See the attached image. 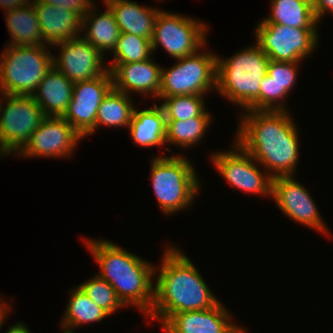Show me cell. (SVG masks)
<instances>
[{"mask_svg": "<svg viewBox=\"0 0 333 333\" xmlns=\"http://www.w3.org/2000/svg\"><path fill=\"white\" fill-rule=\"evenodd\" d=\"M241 115L234 141L272 178L296 175L300 132L291 113L246 110Z\"/></svg>", "mask_w": 333, "mask_h": 333, "instance_id": "6da1fadb", "label": "cell"}, {"mask_svg": "<svg viewBox=\"0 0 333 333\" xmlns=\"http://www.w3.org/2000/svg\"><path fill=\"white\" fill-rule=\"evenodd\" d=\"M154 276V300L147 318L161 325L173 314L210 309L220 302L190 258L175 245L164 249Z\"/></svg>", "mask_w": 333, "mask_h": 333, "instance_id": "7a4b0ae2", "label": "cell"}, {"mask_svg": "<svg viewBox=\"0 0 333 333\" xmlns=\"http://www.w3.org/2000/svg\"><path fill=\"white\" fill-rule=\"evenodd\" d=\"M83 241L100 267L97 275L113 287L125 306H136L146 317L154 300L155 265L109 240Z\"/></svg>", "mask_w": 333, "mask_h": 333, "instance_id": "3957f363", "label": "cell"}, {"mask_svg": "<svg viewBox=\"0 0 333 333\" xmlns=\"http://www.w3.org/2000/svg\"><path fill=\"white\" fill-rule=\"evenodd\" d=\"M269 61L256 42L226 59L217 54L215 91L242 111H260V84Z\"/></svg>", "mask_w": 333, "mask_h": 333, "instance_id": "277c9868", "label": "cell"}, {"mask_svg": "<svg viewBox=\"0 0 333 333\" xmlns=\"http://www.w3.org/2000/svg\"><path fill=\"white\" fill-rule=\"evenodd\" d=\"M173 156L156 155L150 164V179L158 206L165 215L191 207L201 183L192 162L180 154ZM200 190V191H199Z\"/></svg>", "mask_w": 333, "mask_h": 333, "instance_id": "5b68a950", "label": "cell"}, {"mask_svg": "<svg viewBox=\"0 0 333 333\" xmlns=\"http://www.w3.org/2000/svg\"><path fill=\"white\" fill-rule=\"evenodd\" d=\"M5 46L0 53V88L5 94L32 96L52 69L53 54L47 45Z\"/></svg>", "mask_w": 333, "mask_h": 333, "instance_id": "8992f818", "label": "cell"}, {"mask_svg": "<svg viewBox=\"0 0 333 333\" xmlns=\"http://www.w3.org/2000/svg\"><path fill=\"white\" fill-rule=\"evenodd\" d=\"M181 59L172 67L161 69L158 98L182 95H203L216 90L217 54L205 47ZM202 51V52H201Z\"/></svg>", "mask_w": 333, "mask_h": 333, "instance_id": "52a82bcc", "label": "cell"}, {"mask_svg": "<svg viewBox=\"0 0 333 333\" xmlns=\"http://www.w3.org/2000/svg\"><path fill=\"white\" fill-rule=\"evenodd\" d=\"M208 29V24L195 17L161 10L151 39L152 52L162 46L175 60L195 54L207 44Z\"/></svg>", "mask_w": 333, "mask_h": 333, "instance_id": "ba28073f", "label": "cell"}, {"mask_svg": "<svg viewBox=\"0 0 333 333\" xmlns=\"http://www.w3.org/2000/svg\"><path fill=\"white\" fill-rule=\"evenodd\" d=\"M45 117L32 96L5 94L0 106V157L15 156Z\"/></svg>", "mask_w": 333, "mask_h": 333, "instance_id": "9c48e42d", "label": "cell"}, {"mask_svg": "<svg viewBox=\"0 0 333 333\" xmlns=\"http://www.w3.org/2000/svg\"><path fill=\"white\" fill-rule=\"evenodd\" d=\"M256 42L270 60L301 62L317 49L318 29H301L277 23H259Z\"/></svg>", "mask_w": 333, "mask_h": 333, "instance_id": "30bf717a", "label": "cell"}, {"mask_svg": "<svg viewBox=\"0 0 333 333\" xmlns=\"http://www.w3.org/2000/svg\"><path fill=\"white\" fill-rule=\"evenodd\" d=\"M233 142L228 151H216L210 154L214 167L231 187L245 193L270 197L272 177L268 172H263L266 170L250 154L246 153L235 141Z\"/></svg>", "mask_w": 333, "mask_h": 333, "instance_id": "8fae6325", "label": "cell"}, {"mask_svg": "<svg viewBox=\"0 0 333 333\" xmlns=\"http://www.w3.org/2000/svg\"><path fill=\"white\" fill-rule=\"evenodd\" d=\"M113 89L110 71L92 80L74 83L72 99L62 116L84 139L94 134L98 108Z\"/></svg>", "mask_w": 333, "mask_h": 333, "instance_id": "7c38bea8", "label": "cell"}, {"mask_svg": "<svg viewBox=\"0 0 333 333\" xmlns=\"http://www.w3.org/2000/svg\"><path fill=\"white\" fill-rule=\"evenodd\" d=\"M289 219L328 236L331 234L311 194L294 176L272 178L271 197ZM328 234V235H327Z\"/></svg>", "mask_w": 333, "mask_h": 333, "instance_id": "4fadbf2b", "label": "cell"}, {"mask_svg": "<svg viewBox=\"0 0 333 333\" xmlns=\"http://www.w3.org/2000/svg\"><path fill=\"white\" fill-rule=\"evenodd\" d=\"M83 138L63 117L46 116L16 154L21 158L70 157Z\"/></svg>", "mask_w": 333, "mask_h": 333, "instance_id": "5bb4252c", "label": "cell"}, {"mask_svg": "<svg viewBox=\"0 0 333 333\" xmlns=\"http://www.w3.org/2000/svg\"><path fill=\"white\" fill-rule=\"evenodd\" d=\"M54 47L60 53L53 56V67L73 83L92 80L108 71L104 56L82 36L60 42Z\"/></svg>", "mask_w": 333, "mask_h": 333, "instance_id": "9a60e30c", "label": "cell"}, {"mask_svg": "<svg viewBox=\"0 0 333 333\" xmlns=\"http://www.w3.org/2000/svg\"><path fill=\"white\" fill-rule=\"evenodd\" d=\"M223 304L173 314L162 324V329L164 333H247L245 328L232 322L234 316Z\"/></svg>", "mask_w": 333, "mask_h": 333, "instance_id": "2e32d148", "label": "cell"}, {"mask_svg": "<svg viewBox=\"0 0 333 333\" xmlns=\"http://www.w3.org/2000/svg\"><path fill=\"white\" fill-rule=\"evenodd\" d=\"M153 58L133 63L107 64L113 89L130 96L134 92L158 99L162 67Z\"/></svg>", "mask_w": 333, "mask_h": 333, "instance_id": "e0dca14e", "label": "cell"}, {"mask_svg": "<svg viewBox=\"0 0 333 333\" xmlns=\"http://www.w3.org/2000/svg\"><path fill=\"white\" fill-rule=\"evenodd\" d=\"M44 44L51 48L60 42L81 36L82 17L64 7L33 0Z\"/></svg>", "mask_w": 333, "mask_h": 333, "instance_id": "ac0fdd59", "label": "cell"}, {"mask_svg": "<svg viewBox=\"0 0 333 333\" xmlns=\"http://www.w3.org/2000/svg\"><path fill=\"white\" fill-rule=\"evenodd\" d=\"M114 13L121 33L152 39L155 21L162 9L142 6L130 0H103Z\"/></svg>", "mask_w": 333, "mask_h": 333, "instance_id": "d6986e66", "label": "cell"}, {"mask_svg": "<svg viewBox=\"0 0 333 333\" xmlns=\"http://www.w3.org/2000/svg\"><path fill=\"white\" fill-rule=\"evenodd\" d=\"M74 83L52 67L32 95L45 116L62 117L72 99Z\"/></svg>", "mask_w": 333, "mask_h": 333, "instance_id": "ffe728a7", "label": "cell"}, {"mask_svg": "<svg viewBox=\"0 0 333 333\" xmlns=\"http://www.w3.org/2000/svg\"><path fill=\"white\" fill-rule=\"evenodd\" d=\"M101 14L94 5L82 19L83 38L90 42L103 56L114 51L121 31L114 13L107 6ZM97 12V13H96Z\"/></svg>", "mask_w": 333, "mask_h": 333, "instance_id": "44dd1931", "label": "cell"}, {"mask_svg": "<svg viewBox=\"0 0 333 333\" xmlns=\"http://www.w3.org/2000/svg\"><path fill=\"white\" fill-rule=\"evenodd\" d=\"M151 108L138 110L134 115L128 132L133 142L142 147H162L166 144V118L163 109L156 103Z\"/></svg>", "mask_w": 333, "mask_h": 333, "instance_id": "7402d4cb", "label": "cell"}, {"mask_svg": "<svg viewBox=\"0 0 333 333\" xmlns=\"http://www.w3.org/2000/svg\"><path fill=\"white\" fill-rule=\"evenodd\" d=\"M270 12L261 23H277L301 29H318L311 0H271Z\"/></svg>", "mask_w": 333, "mask_h": 333, "instance_id": "603a6c76", "label": "cell"}, {"mask_svg": "<svg viewBox=\"0 0 333 333\" xmlns=\"http://www.w3.org/2000/svg\"><path fill=\"white\" fill-rule=\"evenodd\" d=\"M4 13L6 26L12 39L9 44L6 45H45L33 3Z\"/></svg>", "mask_w": 333, "mask_h": 333, "instance_id": "cb8c5ba5", "label": "cell"}, {"mask_svg": "<svg viewBox=\"0 0 333 333\" xmlns=\"http://www.w3.org/2000/svg\"><path fill=\"white\" fill-rule=\"evenodd\" d=\"M70 297L66 309L61 319L60 327L62 333H75L74 329L89 323H99L110 315L101 307L96 305L83 291L77 286L69 290Z\"/></svg>", "mask_w": 333, "mask_h": 333, "instance_id": "d4e9b609", "label": "cell"}, {"mask_svg": "<svg viewBox=\"0 0 333 333\" xmlns=\"http://www.w3.org/2000/svg\"><path fill=\"white\" fill-rule=\"evenodd\" d=\"M133 102L130 95L112 89L98 108L94 132L100 126L129 128L135 110Z\"/></svg>", "mask_w": 333, "mask_h": 333, "instance_id": "484cf974", "label": "cell"}, {"mask_svg": "<svg viewBox=\"0 0 333 333\" xmlns=\"http://www.w3.org/2000/svg\"><path fill=\"white\" fill-rule=\"evenodd\" d=\"M211 116H198L184 121H166V145L189 148L197 145L208 130Z\"/></svg>", "mask_w": 333, "mask_h": 333, "instance_id": "4316f807", "label": "cell"}, {"mask_svg": "<svg viewBox=\"0 0 333 333\" xmlns=\"http://www.w3.org/2000/svg\"><path fill=\"white\" fill-rule=\"evenodd\" d=\"M158 99L163 100L160 107L163 109L166 121H184L198 116L212 115L206 111L203 95H182Z\"/></svg>", "mask_w": 333, "mask_h": 333, "instance_id": "83f0119b", "label": "cell"}, {"mask_svg": "<svg viewBox=\"0 0 333 333\" xmlns=\"http://www.w3.org/2000/svg\"><path fill=\"white\" fill-rule=\"evenodd\" d=\"M151 40L131 33H121L110 64L144 61L152 57Z\"/></svg>", "mask_w": 333, "mask_h": 333, "instance_id": "f1b7e54d", "label": "cell"}, {"mask_svg": "<svg viewBox=\"0 0 333 333\" xmlns=\"http://www.w3.org/2000/svg\"><path fill=\"white\" fill-rule=\"evenodd\" d=\"M78 286L96 305L109 315H113L118 309L126 307L118 298L113 287L97 274Z\"/></svg>", "mask_w": 333, "mask_h": 333, "instance_id": "f546056e", "label": "cell"}, {"mask_svg": "<svg viewBox=\"0 0 333 333\" xmlns=\"http://www.w3.org/2000/svg\"><path fill=\"white\" fill-rule=\"evenodd\" d=\"M289 95L272 77L266 74L260 84V111H289L287 103L284 101Z\"/></svg>", "mask_w": 333, "mask_h": 333, "instance_id": "4dcf8cb0", "label": "cell"}, {"mask_svg": "<svg viewBox=\"0 0 333 333\" xmlns=\"http://www.w3.org/2000/svg\"><path fill=\"white\" fill-rule=\"evenodd\" d=\"M301 62H282L270 60L267 68V74L272 77L281 88H284L289 94L295 87L298 77V67Z\"/></svg>", "mask_w": 333, "mask_h": 333, "instance_id": "1f68e13d", "label": "cell"}, {"mask_svg": "<svg viewBox=\"0 0 333 333\" xmlns=\"http://www.w3.org/2000/svg\"><path fill=\"white\" fill-rule=\"evenodd\" d=\"M52 6H59L69 9L82 18L95 5L91 0H38Z\"/></svg>", "mask_w": 333, "mask_h": 333, "instance_id": "d6a6232c", "label": "cell"}, {"mask_svg": "<svg viewBox=\"0 0 333 333\" xmlns=\"http://www.w3.org/2000/svg\"><path fill=\"white\" fill-rule=\"evenodd\" d=\"M315 18L318 22L328 13L333 14V0H311Z\"/></svg>", "mask_w": 333, "mask_h": 333, "instance_id": "836d02e7", "label": "cell"}, {"mask_svg": "<svg viewBox=\"0 0 333 333\" xmlns=\"http://www.w3.org/2000/svg\"><path fill=\"white\" fill-rule=\"evenodd\" d=\"M32 2L33 0H0V7L6 12L28 6Z\"/></svg>", "mask_w": 333, "mask_h": 333, "instance_id": "e575fe53", "label": "cell"}, {"mask_svg": "<svg viewBox=\"0 0 333 333\" xmlns=\"http://www.w3.org/2000/svg\"><path fill=\"white\" fill-rule=\"evenodd\" d=\"M11 304H9L7 301H3V299L0 300V329L4 325V320L7 318L8 314L12 312L11 308L9 307Z\"/></svg>", "mask_w": 333, "mask_h": 333, "instance_id": "d590c367", "label": "cell"}, {"mask_svg": "<svg viewBox=\"0 0 333 333\" xmlns=\"http://www.w3.org/2000/svg\"><path fill=\"white\" fill-rule=\"evenodd\" d=\"M30 331L31 330L28 329V326H26V324L20 321L16 324L11 325L5 333H32Z\"/></svg>", "mask_w": 333, "mask_h": 333, "instance_id": "8d00e7d4", "label": "cell"}, {"mask_svg": "<svg viewBox=\"0 0 333 333\" xmlns=\"http://www.w3.org/2000/svg\"><path fill=\"white\" fill-rule=\"evenodd\" d=\"M0 93H1V96H2V97H0V106H1V103L3 101L2 98H4L5 92L0 88Z\"/></svg>", "mask_w": 333, "mask_h": 333, "instance_id": "74e56055", "label": "cell"}]
</instances>
